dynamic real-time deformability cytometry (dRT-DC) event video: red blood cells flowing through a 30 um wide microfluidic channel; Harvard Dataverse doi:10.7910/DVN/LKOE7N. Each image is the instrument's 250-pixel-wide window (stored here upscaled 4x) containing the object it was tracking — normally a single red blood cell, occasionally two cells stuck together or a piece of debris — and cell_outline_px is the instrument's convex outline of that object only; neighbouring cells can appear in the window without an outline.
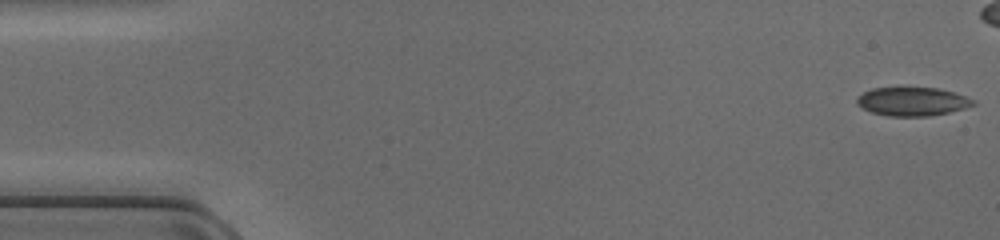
{"species": "common noctule bat (a hibernating species)", "species_latin": "Nyctalus noctula", "temperature_condition": "cold", "stored_images_in_passage": 43, "camera_frame_rate_fps": 3000, "um_per_image_px": 0.085, "animal": {"sex": "female", "body_mass_g": 17.0, "forearm_length_mm": 48.0}, "frame": {"image": 1, "passage_image": 1, "time_ms": 0.0, "image_size_px": [1000, 240], "cell_outline_px": [[976, 104], [964, 108], [948, 112], [928, 116], [888, 116], [872, 112], [856, 104], [856, 100], [864, 92], [872, 88], [940, 88], [976, 100]], "centroid_in_image_um": [77.56, 8.63], "position_along_channel_um": 7.4, "area_um2": 19.13}}
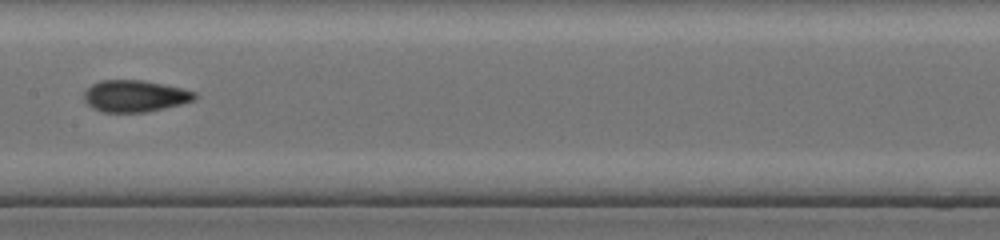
{"frame": {"image": 2, "passage_image": 24, "time_ms": 7.667, "image_size_px": [1000, 240], "cell_outline_px": [[196, 96], [192, 100], [180, 104], [164, 108], [144, 112], [104, 112], [92, 108], [84, 100], [84, 92], [92, 84], [100, 80], [144, 80], [180, 88], [196, 92]], "centroid_in_image_um": [11.42, 8.16], "position_along_channel_um": 196.0, "area_um2": 20.23}}
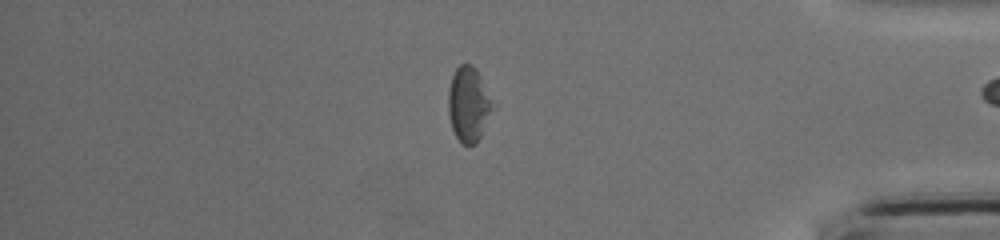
{"frame": {"image": 3, "passage_image": 40, "time_ms": 13.0, "image_size_px": [1000, 240], "cell_outline_px": [[496, 108], [476, 144], [460, 144], [452, 128], [448, 112], [448, 92], [452, 76], [456, 68], [460, 64], [472, 64], [476, 68], [496, 104]], "centroid_in_image_um": [39.88, 8.87], "position_along_channel_um": 395.3, "area_um2": 19.88}}